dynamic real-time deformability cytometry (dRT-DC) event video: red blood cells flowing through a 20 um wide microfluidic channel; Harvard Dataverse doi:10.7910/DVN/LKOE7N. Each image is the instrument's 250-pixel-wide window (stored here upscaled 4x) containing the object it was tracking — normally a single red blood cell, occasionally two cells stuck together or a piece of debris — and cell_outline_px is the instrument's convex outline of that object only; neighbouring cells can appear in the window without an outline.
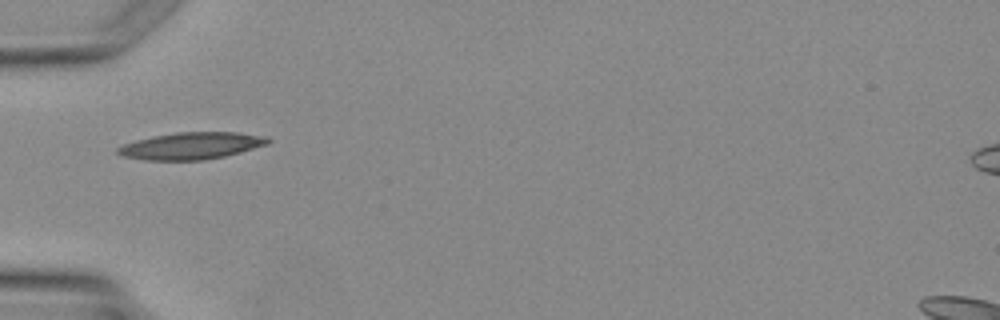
{"species": "Egyptian fruit bat (a non-hibernating species)", "species_latin": "Rousettus aegyptiacus", "temperature_condition": "warm", "stored_images_in_passage": 1, "camera_frame_rate_fps": 3000, "um_per_image_px": 0.085, "animal": {"sex": "female"}, "frame": {"image": 1, "passage_image": 1, "time_ms": 0.0, "image_size_px": [1000, 320], "cell_outline_px": [[272, 140], [268, 144], [240, 152], [224, 156], [204, 160], [144, 160], [120, 156], [116, 152], [116, 148], [124, 144], [136, 140], [152, 136], [176, 132], [236, 132], [268, 136]], "centroid_in_image_um": [16.25, 12.39], "position_along_channel_um": 68.7, "area_um2": 23.76}}